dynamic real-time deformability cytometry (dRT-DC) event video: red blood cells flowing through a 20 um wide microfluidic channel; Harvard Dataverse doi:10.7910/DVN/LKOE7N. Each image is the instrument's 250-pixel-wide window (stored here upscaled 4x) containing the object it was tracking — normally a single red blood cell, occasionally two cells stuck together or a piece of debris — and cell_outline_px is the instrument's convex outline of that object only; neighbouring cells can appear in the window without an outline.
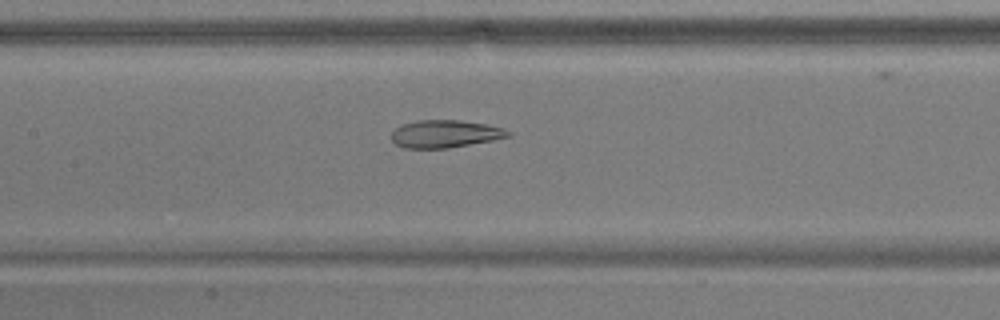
{"species": "common noctule bat (a hibernating species)", "species_latin": "Nyctalus noctula", "temperature_condition": "warm", "stored_images_in_passage": 34, "camera_frame_rate_fps": 3000, "um_per_image_px": 0.085, "animal": {"sex": "male", "body_mass_g": 17.9}, "frame": {"image": 1, "passage_image": 13, "time_ms": 4.0, "image_size_px": [1000, 320], "cell_outline_px": [[512, 136], [492, 140], [448, 148], [404, 148], [396, 144], [392, 140], [392, 132], [400, 124], [416, 120], [460, 120], [484, 124], [504, 128], [512, 132]], "centroid_in_image_um": [37.83, 11.37], "position_along_channel_um": 169.6, "area_um2": 18.79}}
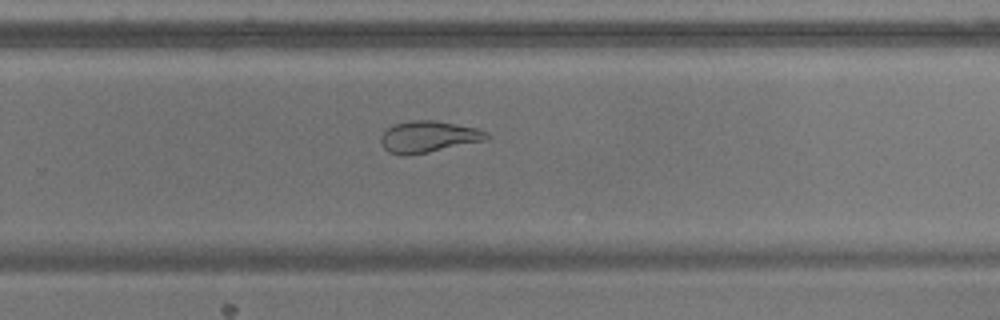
{"frame": {"image": 2, "passage_image": 23, "time_ms": 7.333, "image_size_px": [1000, 320], "cell_outline_px": [[492, 136], [488, 140], [428, 152], [404, 156], [388, 152], [380, 144], [380, 136], [392, 124], [412, 120], [436, 120], [476, 128], [488, 132]], "centroid_in_image_um": [36.42, 11.62], "position_along_channel_um": 293.4, "area_um2": 19.65}}
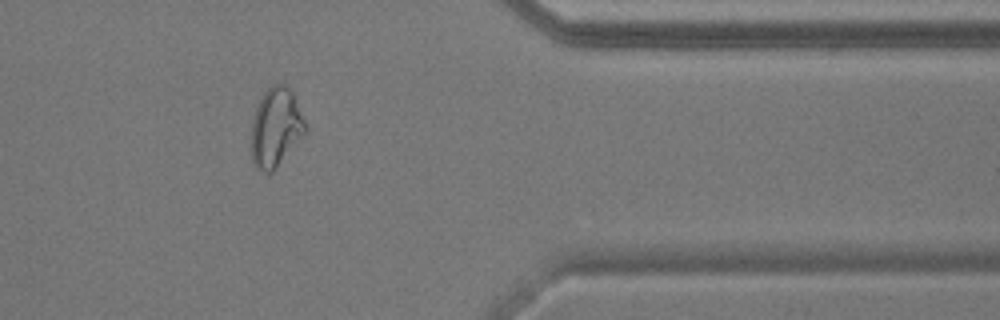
{"frame": {"image": 3, "passage_image": 32, "time_ms": 10.333, "image_size_px": [1000, 320], "cell_outline_px": [[308, 128], [276, 168], [272, 172], [260, 172], [256, 168], [252, 160], [252, 120], [260, 96], [272, 84], [284, 84], [292, 92]], "centroid_in_image_um": [23.42, 10.82], "position_along_channel_um": 388.0, "area_um2": 24.57}, "authors_computed_cell_mechanics": {"area_um2": 20.2878, "velocity_mm_per_s": 3.7269, "shape_relaxation_time_tau1_ms": null, "shape_relaxation_time_tau2_ms": 1.2695, "deformation_change_tau1": null, "deformation_change_tau2": 0.0662}}